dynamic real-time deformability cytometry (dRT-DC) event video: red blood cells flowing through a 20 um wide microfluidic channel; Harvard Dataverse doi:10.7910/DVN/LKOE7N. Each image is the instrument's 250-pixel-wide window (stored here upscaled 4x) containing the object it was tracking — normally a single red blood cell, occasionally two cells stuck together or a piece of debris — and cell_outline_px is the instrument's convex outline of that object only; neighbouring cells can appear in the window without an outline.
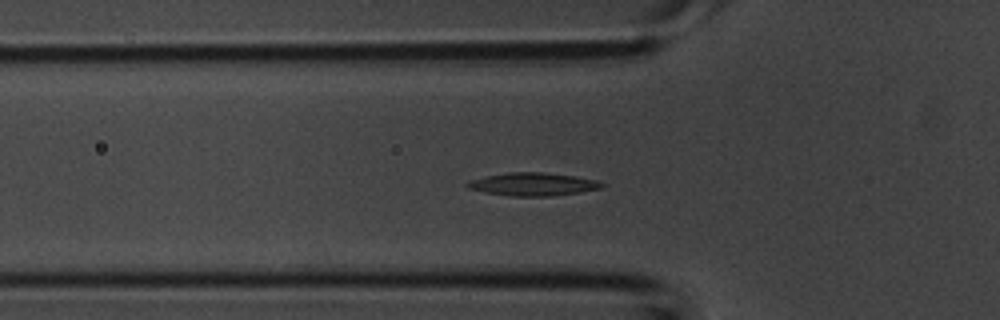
{"species": "common noctule bat (a hibernating species)", "species_latin": "Nyctalus noctula", "temperature_condition": "room temperature", "stored_images_in_passage": 44, "camera_frame_rate_fps": 3000, "um_per_image_px": 0.085, "animal": {"sex": "male", "body_mass_g": 20.1, "forearm_length_mm": 53.5}, "frame": {"image": 1, "passage_image": 14, "time_ms": 4.333, "image_size_px": [1000, 320], "cell_outline_px": [[604, 184], [600, 188], [580, 192], [552, 196], [512, 196], [484, 192], [468, 188], [464, 184], [468, 180], [508, 172], [544, 172], [572, 176], [596, 180]], "centroid_in_image_um": [45.25, 15.66], "position_along_channel_um": 80.6, "area_um2": 17.86}}
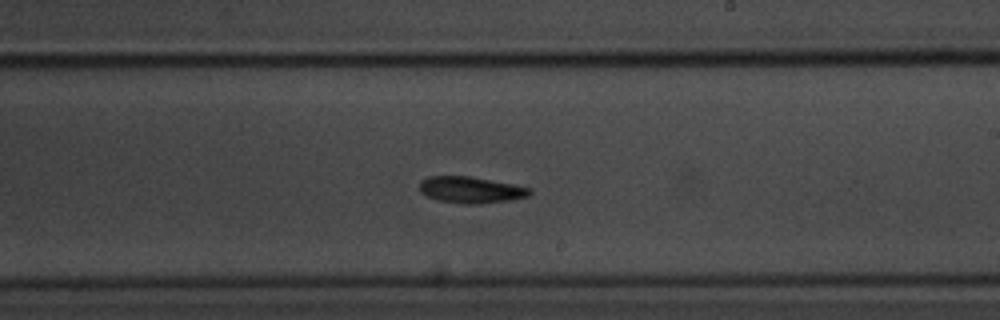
{"frame": {"image": 2, "passage_image": 25, "time_ms": 8.0, "image_size_px": [1000, 320], "cell_outline_px": [[532, 192], [528, 196], [508, 200], [480, 204], [464, 204], [436, 200], [420, 192], [420, 180], [428, 176], [468, 176], [512, 184], [532, 188]], "centroid_in_image_um": [40.0, 16.14], "position_along_channel_um": 249.0, "area_um2": 16.94}}
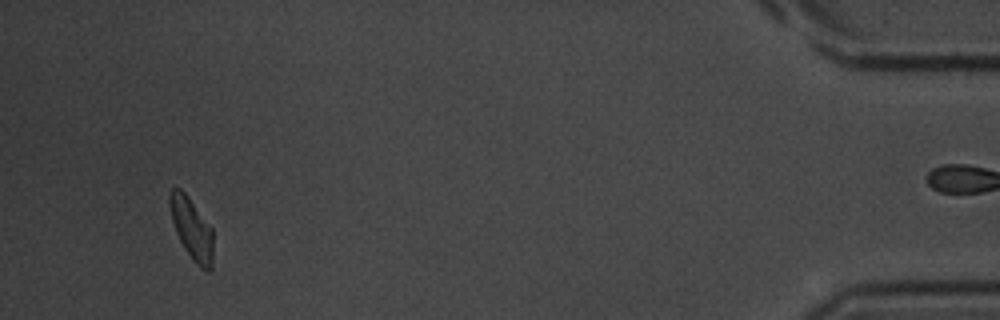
{"frame": {"image": 3, "passage_image": 41, "time_ms": 13.333, "image_size_px": [1000, 320], "cell_outline_px": [[212, 268], [208, 272], [200, 268], [192, 260], [184, 248], [176, 232], [172, 220], [168, 204], [168, 192], [172, 188], [180, 188], [188, 196], [212, 228]], "centroid_in_image_um": [16.27, 19.43], "position_along_channel_um": 418.9, "area_um2": 15.66}}